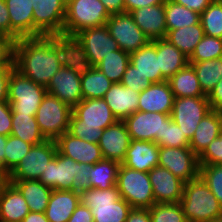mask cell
Returning a JSON list of instances; mask_svg holds the SVG:
<instances>
[{
  "mask_svg": "<svg viewBox=\"0 0 222 222\" xmlns=\"http://www.w3.org/2000/svg\"><path fill=\"white\" fill-rule=\"evenodd\" d=\"M117 121L103 98L82 99L72 108L68 132L84 141L98 144L103 129Z\"/></svg>",
  "mask_w": 222,
  "mask_h": 222,
  "instance_id": "2",
  "label": "cell"
},
{
  "mask_svg": "<svg viewBox=\"0 0 222 222\" xmlns=\"http://www.w3.org/2000/svg\"><path fill=\"white\" fill-rule=\"evenodd\" d=\"M103 99L118 121H124L138 111L139 92L126 88L121 83H113Z\"/></svg>",
  "mask_w": 222,
  "mask_h": 222,
  "instance_id": "25",
  "label": "cell"
},
{
  "mask_svg": "<svg viewBox=\"0 0 222 222\" xmlns=\"http://www.w3.org/2000/svg\"><path fill=\"white\" fill-rule=\"evenodd\" d=\"M158 166L168 169L185 183L199 177L198 156L190 147L159 146Z\"/></svg>",
  "mask_w": 222,
  "mask_h": 222,
  "instance_id": "15",
  "label": "cell"
},
{
  "mask_svg": "<svg viewBox=\"0 0 222 222\" xmlns=\"http://www.w3.org/2000/svg\"><path fill=\"white\" fill-rule=\"evenodd\" d=\"M72 56V40L63 36L22 37L13 44L15 69L44 87Z\"/></svg>",
  "mask_w": 222,
  "mask_h": 222,
  "instance_id": "1",
  "label": "cell"
},
{
  "mask_svg": "<svg viewBox=\"0 0 222 222\" xmlns=\"http://www.w3.org/2000/svg\"><path fill=\"white\" fill-rule=\"evenodd\" d=\"M10 135L32 145H38L46 140L40 132L35 114L12 113Z\"/></svg>",
  "mask_w": 222,
  "mask_h": 222,
  "instance_id": "34",
  "label": "cell"
},
{
  "mask_svg": "<svg viewBox=\"0 0 222 222\" xmlns=\"http://www.w3.org/2000/svg\"><path fill=\"white\" fill-rule=\"evenodd\" d=\"M79 200L91 210L94 222H125L132 209L117 185L104 190L89 188L79 193Z\"/></svg>",
  "mask_w": 222,
  "mask_h": 222,
  "instance_id": "4",
  "label": "cell"
},
{
  "mask_svg": "<svg viewBox=\"0 0 222 222\" xmlns=\"http://www.w3.org/2000/svg\"><path fill=\"white\" fill-rule=\"evenodd\" d=\"M110 16L100 0H66L64 37L72 39L84 29L106 25Z\"/></svg>",
  "mask_w": 222,
  "mask_h": 222,
  "instance_id": "7",
  "label": "cell"
},
{
  "mask_svg": "<svg viewBox=\"0 0 222 222\" xmlns=\"http://www.w3.org/2000/svg\"><path fill=\"white\" fill-rule=\"evenodd\" d=\"M222 57V39L204 35L194 52L188 58V63L202 62Z\"/></svg>",
  "mask_w": 222,
  "mask_h": 222,
  "instance_id": "42",
  "label": "cell"
},
{
  "mask_svg": "<svg viewBox=\"0 0 222 222\" xmlns=\"http://www.w3.org/2000/svg\"><path fill=\"white\" fill-rule=\"evenodd\" d=\"M110 15L124 13V0H100Z\"/></svg>",
  "mask_w": 222,
  "mask_h": 222,
  "instance_id": "57",
  "label": "cell"
},
{
  "mask_svg": "<svg viewBox=\"0 0 222 222\" xmlns=\"http://www.w3.org/2000/svg\"><path fill=\"white\" fill-rule=\"evenodd\" d=\"M46 93V87L35 83L15 68L11 71L7 101L12 113L36 114Z\"/></svg>",
  "mask_w": 222,
  "mask_h": 222,
  "instance_id": "8",
  "label": "cell"
},
{
  "mask_svg": "<svg viewBox=\"0 0 222 222\" xmlns=\"http://www.w3.org/2000/svg\"><path fill=\"white\" fill-rule=\"evenodd\" d=\"M22 222H49L45 213L29 212Z\"/></svg>",
  "mask_w": 222,
  "mask_h": 222,
  "instance_id": "58",
  "label": "cell"
},
{
  "mask_svg": "<svg viewBox=\"0 0 222 222\" xmlns=\"http://www.w3.org/2000/svg\"><path fill=\"white\" fill-rule=\"evenodd\" d=\"M210 222H222V215H220L216 219L211 220Z\"/></svg>",
  "mask_w": 222,
  "mask_h": 222,
  "instance_id": "61",
  "label": "cell"
},
{
  "mask_svg": "<svg viewBox=\"0 0 222 222\" xmlns=\"http://www.w3.org/2000/svg\"><path fill=\"white\" fill-rule=\"evenodd\" d=\"M71 40L73 56L84 66L96 67L105 56L120 49L106 25L84 29Z\"/></svg>",
  "mask_w": 222,
  "mask_h": 222,
  "instance_id": "5",
  "label": "cell"
},
{
  "mask_svg": "<svg viewBox=\"0 0 222 222\" xmlns=\"http://www.w3.org/2000/svg\"><path fill=\"white\" fill-rule=\"evenodd\" d=\"M159 162V146L155 142L131 139L127 150L124 166L138 170L140 172H149Z\"/></svg>",
  "mask_w": 222,
  "mask_h": 222,
  "instance_id": "23",
  "label": "cell"
},
{
  "mask_svg": "<svg viewBox=\"0 0 222 222\" xmlns=\"http://www.w3.org/2000/svg\"><path fill=\"white\" fill-rule=\"evenodd\" d=\"M56 145L60 154L79 163L93 165L104 159L98 144L84 141L68 131L56 140Z\"/></svg>",
  "mask_w": 222,
  "mask_h": 222,
  "instance_id": "20",
  "label": "cell"
},
{
  "mask_svg": "<svg viewBox=\"0 0 222 222\" xmlns=\"http://www.w3.org/2000/svg\"><path fill=\"white\" fill-rule=\"evenodd\" d=\"M130 63V54L121 49L112 51L96 66L110 81L120 83L127 65Z\"/></svg>",
  "mask_w": 222,
  "mask_h": 222,
  "instance_id": "39",
  "label": "cell"
},
{
  "mask_svg": "<svg viewBox=\"0 0 222 222\" xmlns=\"http://www.w3.org/2000/svg\"><path fill=\"white\" fill-rule=\"evenodd\" d=\"M79 203V193L72 190H52L44 213L49 222H67Z\"/></svg>",
  "mask_w": 222,
  "mask_h": 222,
  "instance_id": "27",
  "label": "cell"
},
{
  "mask_svg": "<svg viewBox=\"0 0 222 222\" xmlns=\"http://www.w3.org/2000/svg\"><path fill=\"white\" fill-rule=\"evenodd\" d=\"M189 64L196 71L202 91L208 95L222 78V57Z\"/></svg>",
  "mask_w": 222,
  "mask_h": 222,
  "instance_id": "38",
  "label": "cell"
},
{
  "mask_svg": "<svg viewBox=\"0 0 222 222\" xmlns=\"http://www.w3.org/2000/svg\"><path fill=\"white\" fill-rule=\"evenodd\" d=\"M12 183L25 198L31 212L44 213L52 188L45 186L39 180H7Z\"/></svg>",
  "mask_w": 222,
  "mask_h": 222,
  "instance_id": "29",
  "label": "cell"
},
{
  "mask_svg": "<svg viewBox=\"0 0 222 222\" xmlns=\"http://www.w3.org/2000/svg\"><path fill=\"white\" fill-rule=\"evenodd\" d=\"M29 212L20 191L6 180L0 187V222H22Z\"/></svg>",
  "mask_w": 222,
  "mask_h": 222,
  "instance_id": "24",
  "label": "cell"
},
{
  "mask_svg": "<svg viewBox=\"0 0 222 222\" xmlns=\"http://www.w3.org/2000/svg\"><path fill=\"white\" fill-rule=\"evenodd\" d=\"M32 144L13 135L7 136L5 146V176L7 177L20 163L21 159L29 152Z\"/></svg>",
  "mask_w": 222,
  "mask_h": 222,
  "instance_id": "41",
  "label": "cell"
},
{
  "mask_svg": "<svg viewBox=\"0 0 222 222\" xmlns=\"http://www.w3.org/2000/svg\"><path fill=\"white\" fill-rule=\"evenodd\" d=\"M14 68H0V101L8 98V82Z\"/></svg>",
  "mask_w": 222,
  "mask_h": 222,
  "instance_id": "56",
  "label": "cell"
},
{
  "mask_svg": "<svg viewBox=\"0 0 222 222\" xmlns=\"http://www.w3.org/2000/svg\"><path fill=\"white\" fill-rule=\"evenodd\" d=\"M203 36L204 30L199 22L190 27L170 30L166 39L189 58Z\"/></svg>",
  "mask_w": 222,
  "mask_h": 222,
  "instance_id": "35",
  "label": "cell"
},
{
  "mask_svg": "<svg viewBox=\"0 0 222 222\" xmlns=\"http://www.w3.org/2000/svg\"><path fill=\"white\" fill-rule=\"evenodd\" d=\"M190 140L181 131L180 127L173 122L171 115L164 120L163 137L157 143L161 147H189Z\"/></svg>",
  "mask_w": 222,
  "mask_h": 222,
  "instance_id": "44",
  "label": "cell"
},
{
  "mask_svg": "<svg viewBox=\"0 0 222 222\" xmlns=\"http://www.w3.org/2000/svg\"><path fill=\"white\" fill-rule=\"evenodd\" d=\"M222 112L211 110L198 124L189 147L199 156L221 134Z\"/></svg>",
  "mask_w": 222,
  "mask_h": 222,
  "instance_id": "26",
  "label": "cell"
},
{
  "mask_svg": "<svg viewBox=\"0 0 222 222\" xmlns=\"http://www.w3.org/2000/svg\"><path fill=\"white\" fill-rule=\"evenodd\" d=\"M170 115L156 112L136 111L124 122L133 140L158 143L163 137L164 120Z\"/></svg>",
  "mask_w": 222,
  "mask_h": 222,
  "instance_id": "17",
  "label": "cell"
},
{
  "mask_svg": "<svg viewBox=\"0 0 222 222\" xmlns=\"http://www.w3.org/2000/svg\"><path fill=\"white\" fill-rule=\"evenodd\" d=\"M174 98L167 80L152 83L139 93L138 110L171 115Z\"/></svg>",
  "mask_w": 222,
  "mask_h": 222,
  "instance_id": "21",
  "label": "cell"
},
{
  "mask_svg": "<svg viewBox=\"0 0 222 222\" xmlns=\"http://www.w3.org/2000/svg\"><path fill=\"white\" fill-rule=\"evenodd\" d=\"M67 222H94V220L91 210L79 203Z\"/></svg>",
  "mask_w": 222,
  "mask_h": 222,
  "instance_id": "52",
  "label": "cell"
},
{
  "mask_svg": "<svg viewBox=\"0 0 222 222\" xmlns=\"http://www.w3.org/2000/svg\"><path fill=\"white\" fill-rule=\"evenodd\" d=\"M167 33L184 27H190L200 22V14L189 10L172 0H166L164 4Z\"/></svg>",
  "mask_w": 222,
  "mask_h": 222,
  "instance_id": "37",
  "label": "cell"
},
{
  "mask_svg": "<svg viewBox=\"0 0 222 222\" xmlns=\"http://www.w3.org/2000/svg\"><path fill=\"white\" fill-rule=\"evenodd\" d=\"M131 142L124 121H117L103 129L98 145L104 159L113 160L122 164Z\"/></svg>",
  "mask_w": 222,
  "mask_h": 222,
  "instance_id": "19",
  "label": "cell"
},
{
  "mask_svg": "<svg viewBox=\"0 0 222 222\" xmlns=\"http://www.w3.org/2000/svg\"><path fill=\"white\" fill-rule=\"evenodd\" d=\"M152 185L155 204L178 203L183 196L185 182L168 169L155 166L148 172Z\"/></svg>",
  "mask_w": 222,
  "mask_h": 222,
  "instance_id": "18",
  "label": "cell"
},
{
  "mask_svg": "<svg viewBox=\"0 0 222 222\" xmlns=\"http://www.w3.org/2000/svg\"><path fill=\"white\" fill-rule=\"evenodd\" d=\"M159 69L168 80L188 64V57L178 50L167 39H155Z\"/></svg>",
  "mask_w": 222,
  "mask_h": 222,
  "instance_id": "31",
  "label": "cell"
},
{
  "mask_svg": "<svg viewBox=\"0 0 222 222\" xmlns=\"http://www.w3.org/2000/svg\"><path fill=\"white\" fill-rule=\"evenodd\" d=\"M0 36L16 42L21 37L10 27L9 11L5 0H0Z\"/></svg>",
  "mask_w": 222,
  "mask_h": 222,
  "instance_id": "48",
  "label": "cell"
},
{
  "mask_svg": "<svg viewBox=\"0 0 222 222\" xmlns=\"http://www.w3.org/2000/svg\"><path fill=\"white\" fill-rule=\"evenodd\" d=\"M12 128V109L7 100L0 101V135L9 136Z\"/></svg>",
  "mask_w": 222,
  "mask_h": 222,
  "instance_id": "50",
  "label": "cell"
},
{
  "mask_svg": "<svg viewBox=\"0 0 222 222\" xmlns=\"http://www.w3.org/2000/svg\"><path fill=\"white\" fill-rule=\"evenodd\" d=\"M6 181V176L2 173V171L0 170V187L2 186V184Z\"/></svg>",
  "mask_w": 222,
  "mask_h": 222,
  "instance_id": "60",
  "label": "cell"
},
{
  "mask_svg": "<svg viewBox=\"0 0 222 222\" xmlns=\"http://www.w3.org/2000/svg\"><path fill=\"white\" fill-rule=\"evenodd\" d=\"M199 177L208 185L222 206V165H200Z\"/></svg>",
  "mask_w": 222,
  "mask_h": 222,
  "instance_id": "45",
  "label": "cell"
},
{
  "mask_svg": "<svg viewBox=\"0 0 222 222\" xmlns=\"http://www.w3.org/2000/svg\"><path fill=\"white\" fill-rule=\"evenodd\" d=\"M7 144V136L0 135V170L5 175V146Z\"/></svg>",
  "mask_w": 222,
  "mask_h": 222,
  "instance_id": "59",
  "label": "cell"
},
{
  "mask_svg": "<svg viewBox=\"0 0 222 222\" xmlns=\"http://www.w3.org/2000/svg\"><path fill=\"white\" fill-rule=\"evenodd\" d=\"M72 107L50 93L44 96L35 118L46 140H57L68 131Z\"/></svg>",
  "mask_w": 222,
  "mask_h": 222,
  "instance_id": "10",
  "label": "cell"
},
{
  "mask_svg": "<svg viewBox=\"0 0 222 222\" xmlns=\"http://www.w3.org/2000/svg\"><path fill=\"white\" fill-rule=\"evenodd\" d=\"M106 26L119 48L129 54L150 42L149 38L136 25L130 13L112 14L107 20Z\"/></svg>",
  "mask_w": 222,
  "mask_h": 222,
  "instance_id": "16",
  "label": "cell"
},
{
  "mask_svg": "<svg viewBox=\"0 0 222 222\" xmlns=\"http://www.w3.org/2000/svg\"><path fill=\"white\" fill-rule=\"evenodd\" d=\"M116 185L121 198L132 208L150 209L155 204L148 172H140L120 164Z\"/></svg>",
  "mask_w": 222,
  "mask_h": 222,
  "instance_id": "9",
  "label": "cell"
},
{
  "mask_svg": "<svg viewBox=\"0 0 222 222\" xmlns=\"http://www.w3.org/2000/svg\"><path fill=\"white\" fill-rule=\"evenodd\" d=\"M56 153L55 140H45L38 145H32L29 152L6 177V180H39L48 163L55 158Z\"/></svg>",
  "mask_w": 222,
  "mask_h": 222,
  "instance_id": "13",
  "label": "cell"
},
{
  "mask_svg": "<svg viewBox=\"0 0 222 222\" xmlns=\"http://www.w3.org/2000/svg\"><path fill=\"white\" fill-rule=\"evenodd\" d=\"M10 27L22 38L33 37L32 0H5Z\"/></svg>",
  "mask_w": 222,
  "mask_h": 222,
  "instance_id": "30",
  "label": "cell"
},
{
  "mask_svg": "<svg viewBox=\"0 0 222 222\" xmlns=\"http://www.w3.org/2000/svg\"><path fill=\"white\" fill-rule=\"evenodd\" d=\"M120 163L103 159L90 166V188L99 190L110 189L117 184V175Z\"/></svg>",
  "mask_w": 222,
  "mask_h": 222,
  "instance_id": "36",
  "label": "cell"
},
{
  "mask_svg": "<svg viewBox=\"0 0 222 222\" xmlns=\"http://www.w3.org/2000/svg\"><path fill=\"white\" fill-rule=\"evenodd\" d=\"M180 204L188 222H210L222 215V206L200 178L186 182Z\"/></svg>",
  "mask_w": 222,
  "mask_h": 222,
  "instance_id": "6",
  "label": "cell"
},
{
  "mask_svg": "<svg viewBox=\"0 0 222 222\" xmlns=\"http://www.w3.org/2000/svg\"><path fill=\"white\" fill-rule=\"evenodd\" d=\"M113 82L97 67H82L81 88L83 99L104 98Z\"/></svg>",
  "mask_w": 222,
  "mask_h": 222,
  "instance_id": "33",
  "label": "cell"
},
{
  "mask_svg": "<svg viewBox=\"0 0 222 222\" xmlns=\"http://www.w3.org/2000/svg\"><path fill=\"white\" fill-rule=\"evenodd\" d=\"M125 222H151L150 210L141 208H132Z\"/></svg>",
  "mask_w": 222,
  "mask_h": 222,
  "instance_id": "55",
  "label": "cell"
},
{
  "mask_svg": "<svg viewBox=\"0 0 222 222\" xmlns=\"http://www.w3.org/2000/svg\"><path fill=\"white\" fill-rule=\"evenodd\" d=\"M151 222H188L178 203H158L150 209Z\"/></svg>",
  "mask_w": 222,
  "mask_h": 222,
  "instance_id": "43",
  "label": "cell"
},
{
  "mask_svg": "<svg viewBox=\"0 0 222 222\" xmlns=\"http://www.w3.org/2000/svg\"><path fill=\"white\" fill-rule=\"evenodd\" d=\"M33 37L63 36L66 0H32Z\"/></svg>",
  "mask_w": 222,
  "mask_h": 222,
  "instance_id": "12",
  "label": "cell"
},
{
  "mask_svg": "<svg viewBox=\"0 0 222 222\" xmlns=\"http://www.w3.org/2000/svg\"><path fill=\"white\" fill-rule=\"evenodd\" d=\"M204 35L222 39V0L213 2L200 14Z\"/></svg>",
  "mask_w": 222,
  "mask_h": 222,
  "instance_id": "40",
  "label": "cell"
},
{
  "mask_svg": "<svg viewBox=\"0 0 222 222\" xmlns=\"http://www.w3.org/2000/svg\"><path fill=\"white\" fill-rule=\"evenodd\" d=\"M90 166L76 162L57 151L39 181L53 190H72L80 193L90 188Z\"/></svg>",
  "mask_w": 222,
  "mask_h": 222,
  "instance_id": "3",
  "label": "cell"
},
{
  "mask_svg": "<svg viewBox=\"0 0 222 222\" xmlns=\"http://www.w3.org/2000/svg\"><path fill=\"white\" fill-rule=\"evenodd\" d=\"M182 6L188 8L189 10L195 11L201 14L212 2L213 0H172Z\"/></svg>",
  "mask_w": 222,
  "mask_h": 222,
  "instance_id": "53",
  "label": "cell"
},
{
  "mask_svg": "<svg viewBox=\"0 0 222 222\" xmlns=\"http://www.w3.org/2000/svg\"><path fill=\"white\" fill-rule=\"evenodd\" d=\"M130 63L151 83H160L167 80L159 69V56H157L156 44L153 41L130 53Z\"/></svg>",
  "mask_w": 222,
  "mask_h": 222,
  "instance_id": "28",
  "label": "cell"
},
{
  "mask_svg": "<svg viewBox=\"0 0 222 222\" xmlns=\"http://www.w3.org/2000/svg\"><path fill=\"white\" fill-rule=\"evenodd\" d=\"M130 14L150 41L166 39L167 26L164 4L142 7L131 11Z\"/></svg>",
  "mask_w": 222,
  "mask_h": 222,
  "instance_id": "22",
  "label": "cell"
},
{
  "mask_svg": "<svg viewBox=\"0 0 222 222\" xmlns=\"http://www.w3.org/2000/svg\"><path fill=\"white\" fill-rule=\"evenodd\" d=\"M167 81L175 98L207 96L202 91L196 71L189 63Z\"/></svg>",
  "mask_w": 222,
  "mask_h": 222,
  "instance_id": "32",
  "label": "cell"
},
{
  "mask_svg": "<svg viewBox=\"0 0 222 222\" xmlns=\"http://www.w3.org/2000/svg\"><path fill=\"white\" fill-rule=\"evenodd\" d=\"M211 110L222 112V78L207 95Z\"/></svg>",
  "mask_w": 222,
  "mask_h": 222,
  "instance_id": "51",
  "label": "cell"
},
{
  "mask_svg": "<svg viewBox=\"0 0 222 222\" xmlns=\"http://www.w3.org/2000/svg\"><path fill=\"white\" fill-rule=\"evenodd\" d=\"M199 165H222V133L198 156Z\"/></svg>",
  "mask_w": 222,
  "mask_h": 222,
  "instance_id": "47",
  "label": "cell"
},
{
  "mask_svg": "<svg viewBox=\"0 0 222 222\" xmlns=\"http://www.w3.org/2000/svg\"><path fill=\"white\" fill-rule=\"evenodd\" d=\"M165 1L166 0H124L125 12L130 13L131 11L142 7L165 4Z\"/></svg>",
  "mask_w": 222,
  "mask_h": 222,
  "instance_id": "54",
  "label": "cell"
},
{
  "mask_svg": "<svg viewBox=\"0 0 222 222\" xmlns=\"http://www.w3.org/2000/svg\"><path fill=\"white\" fill-rule=\"evenodd\" d=\"M82 67L83 64L72 56L52 77L46 87L47 93L54 95L73 108L83 99L81 88Z\"/></svg>",
  "mask_w": 222,
  "mask_h": 222,
  "instance_id": "11",
  "label": "cell"
},
{
  "mask_svg": "<svg viewBox=\"0 0 222 222\" xmlns=\"http://www.w3.org/2000/svg\"><path fill=\"white\" fill-rule=\"evenodd\" d=\"M13 44L7 37L0 36V68H15L13 64Z\"/></svg>",
  "mask_w": 222,
  "mask_h": 222,
  "instance_id": "49",
  "label": "cell"
},
{
  "mask_svg": "<svg viewBox=\"0 0 222 222\" xmlns=\"http://www.w3.org/2000/svg\"><path fill=\"white\" fill-rule=\"evenodd\" d=\"M210 111L207 96L174 98L171 118L191 140L198 124Z\"/></svg>",
  "mask_w": 222,
  "mask_h": 222,
  "instance_id": "14",
  "label": "cell"
},
{
  "mask_svg": "<svg viewBox=\"0 0 222 222\" xmlns=\"http://www.w3.org/2000/svg\"><path fill=\"white\" fill-rule=\"evenodd\" d=\"M120 83L126 88H131L139 93L152 84L150 80L147 77H144L131 63L127 65Z\"/></svg>",
  "mask_w": 222,
  "mask_h": 222,
  "instance_id": "46",
  "label": "cell"
}]
</instances>
